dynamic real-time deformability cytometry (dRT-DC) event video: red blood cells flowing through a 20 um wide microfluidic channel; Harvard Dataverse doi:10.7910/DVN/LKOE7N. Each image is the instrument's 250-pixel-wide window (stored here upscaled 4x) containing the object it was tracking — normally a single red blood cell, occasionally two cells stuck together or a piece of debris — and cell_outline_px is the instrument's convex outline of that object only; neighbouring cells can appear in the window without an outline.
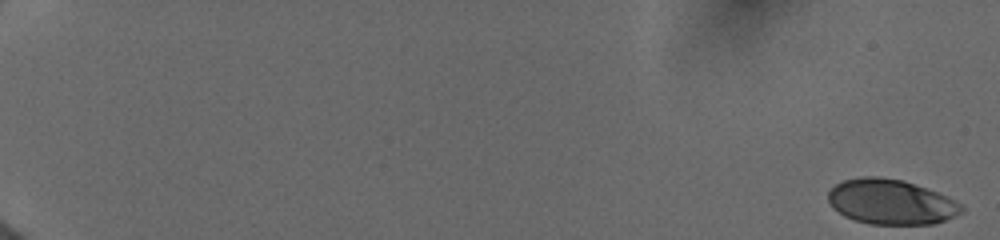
{"species": "human", "species_latin": "Homo sapiens", "temperature_condition": "cold", "stored_images_in_passage": 15, "camera_frame_rate_fps": 3000, "um_per_image_px": 0.085, "donor": {"sex": "female"}, "frame": {"image": 1, "passage_image": 1, "time_ms": 0.0, "image_size_px": [1000, 240], "cell_outline_px": [[964, 208], [956, 216], [936, 224], [868, 224], [844, 216], [832, 208], [828, 200], [828, 192], [836, 184], [844, 180], [864, 176], [876, 176], [904, 180], [936, 192], [960, 204]], "centroid_in_image_um": [75.7, 17.17], "position_along_channel_um": 9.3, "area_um2": 34.85}}